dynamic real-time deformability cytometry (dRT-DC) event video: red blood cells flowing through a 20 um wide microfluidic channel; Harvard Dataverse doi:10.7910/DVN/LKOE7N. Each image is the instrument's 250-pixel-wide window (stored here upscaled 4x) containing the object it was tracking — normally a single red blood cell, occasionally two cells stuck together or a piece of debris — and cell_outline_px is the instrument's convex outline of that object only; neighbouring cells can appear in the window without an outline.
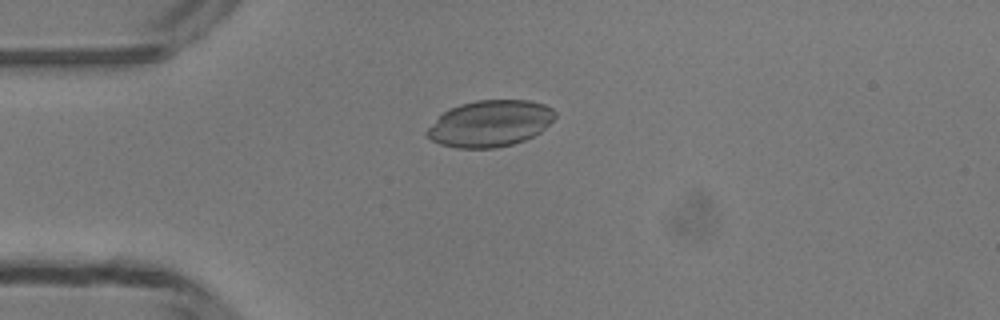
{"species": "common noctule bat (a hibernating species)", "species_latin": "Nyctalus noctula", "temperature_condition": "room temperature", "stored_images_in_passage": 27, "camera_frame_rate_fps": 3000, "um_per_image_px": 0.085, "animal": {"sex": "male", "body_mass_g": 13.3}, "frame": {"image": 1, "passage_image": 1, "time_ms": 0.0, "image_size_px": [1000, 320], "cell_outline_px": [[556, 116], [540, 132], [524, 140], [512, 144], [496, 148], [456, 148], [440, 144], [424, 136], [424, 132], [448, 108], [460, 104], [476, 100], [528, 100], [544, 104], [552, 108], [556, 112]], "centroid_in_image_um": [41.63, 10.5], "position_along_channel_um": 43.4, "area_um2": 34.62}}
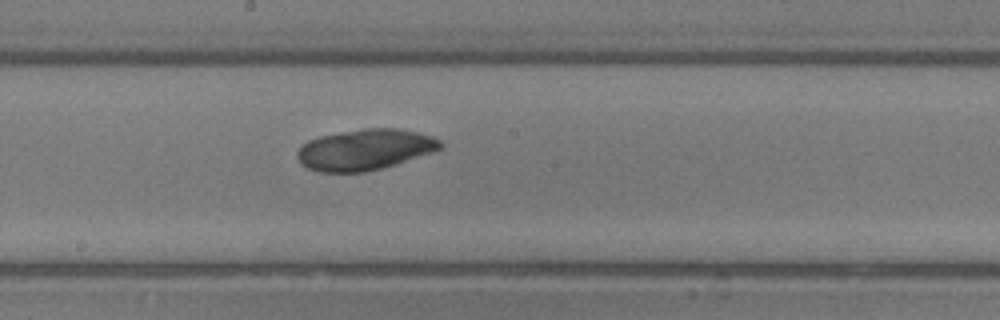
{"frame": {"image": 2, "passage_image": 15, "time_ms": 4.667, "image_size_px": [1000, 320], "cell_outline_px": [[444, 144], [440, 148], [432, 152], [396, 164], [364, 172], [320, 172], [308, 168], [300, 164], [296, 156], [296, 152], [308, 140], [320, 136], [364, 128], [400, 128], [432, 136], [440, 140]], "centroid_in_image_um": [31.01, 12.71], "position_along_channel_um": 217.2, "area_um2": 33.99}}
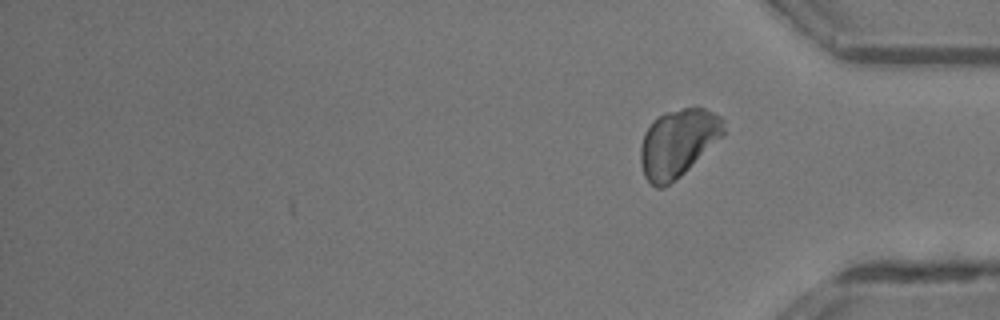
{"frame": {"image": 3, "passage_image": 27, "time_ms": 8.667, "image_size_px": [1000, 320], "cell_outline_px": [[724, 136], [680, 176], [664, 188], [656, 188], [644, 176], [640, 164], [640, 148], [644, 132], [652, 120], [664, 112], [684, 108], [704, 108], [720, 116], [724, 120]], "centroid_in_image_um": [57.61, 12.15], "position_along_channel_um": 377.6, "area_um2": 32.95}}